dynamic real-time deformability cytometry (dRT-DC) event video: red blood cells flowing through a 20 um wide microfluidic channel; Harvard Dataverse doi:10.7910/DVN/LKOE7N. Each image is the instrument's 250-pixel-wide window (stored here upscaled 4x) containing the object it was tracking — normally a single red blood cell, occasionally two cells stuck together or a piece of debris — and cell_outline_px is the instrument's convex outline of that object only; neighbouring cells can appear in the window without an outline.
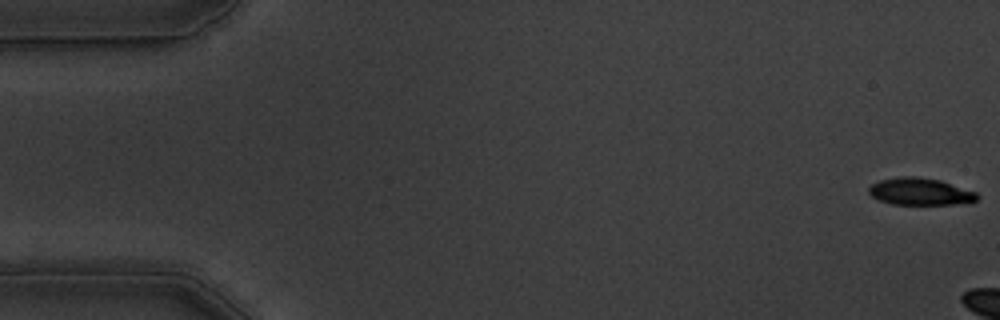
{"species": "common noctule bat (a hibernating species)", "species_latin": "Nyctalus noctula", "temperature_condition": "warm", "stored_images_in_passage": 5, "camera_frame_rate_fps": 3000, "um_per_image_px": 0.085, "animal": {"sex": "male", "body_mass_g": 19.5, "forearm_length_mm": 54.6}, "frame": {"image": 1, "passage_image": 1, "time_ms": 0.0, "image_size_px": [1000, 320], "cell_outline_px": [[980, 196], [976, 200], [952, 204], [892, 204], [880, 200], [872, 196], [868, 192], [868, 188], [872, 184], [880, 180], [900, 176], [916, 176], [940, 180], [976, 192]], "centroid_in_image_um": [78.18, 16.27], "position_along_channel_um": 6.8, "area_um2": 16.94}}